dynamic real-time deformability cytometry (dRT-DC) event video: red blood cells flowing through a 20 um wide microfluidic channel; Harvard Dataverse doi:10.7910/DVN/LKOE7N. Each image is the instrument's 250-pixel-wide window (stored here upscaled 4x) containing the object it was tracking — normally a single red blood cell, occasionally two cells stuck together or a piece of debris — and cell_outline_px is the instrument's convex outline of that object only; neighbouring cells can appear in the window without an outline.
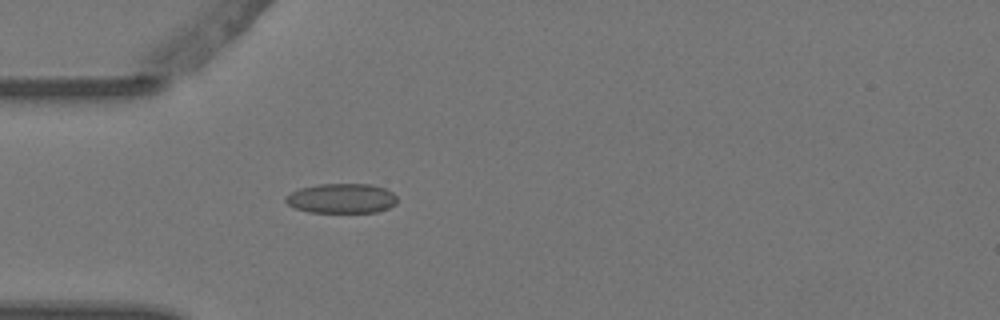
{"species": "Egyptian fruit bat (a non-hibernating species)", "species_latin": "Rousettus aegyptiacus", "temperature_condition": "warm", "stored_images_in_passage": 5, "camera_frame_rate_fps": 3000, "um_per_image_px": 0.085, "animal": {"sex": "female"}, "frame": {"image": 1, "passage_image": 5, "time_ms": 1.333, "image_size_px": [1000, 320], "cell_outline_px": [[396, 204], [388, 208], [376, 212], [308, 212], [296, 208], [288, 204], [284, 200], [284, 196], [300, 188], [320, 184], [372, 184], [384, 188], [392, 192], [396, 196]], "centroid_in_image_um": [29.03, 16.86], "position_along_channel_um": 56.0, "area_um2": 19.31}}